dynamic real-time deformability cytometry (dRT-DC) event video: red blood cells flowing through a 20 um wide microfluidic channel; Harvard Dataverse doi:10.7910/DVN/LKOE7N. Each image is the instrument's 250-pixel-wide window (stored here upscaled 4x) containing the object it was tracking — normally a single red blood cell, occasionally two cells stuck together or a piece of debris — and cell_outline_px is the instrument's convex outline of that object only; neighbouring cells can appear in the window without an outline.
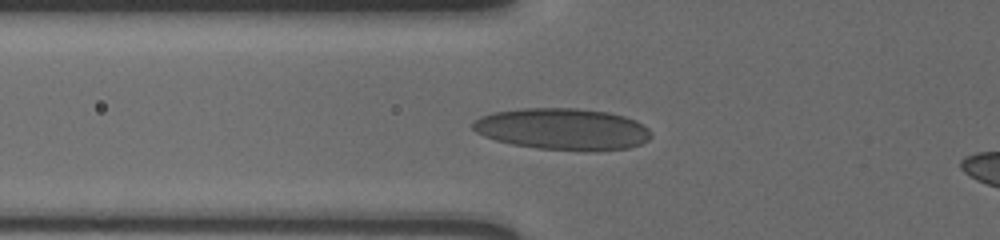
{"species": "human", "species_latin": "Homo sapiens", "temperature_condition": "cold", "stored_images_in_passage": 9, "camera_frame_rate_fps": 3000, "um_per_image_px": 0.085, "donor": {"sex": "male"}, "frame": {"image": 1, "passage_image": 7, "time_ms": 2.0, "image_size_px": [1000, 240], "cell_outline_px": [[652, 136], [648, 140], [640, 144], [628, 148], [592, 152], [540, 148], [512, 144], [496, 140], [484, 136], [476, 132], [472, 128], [472, 124], [480, 116], [492, 112], [520, 108], [576, 108], [608, 112], [624, 116], [636, 120], [648, 128], [652, 132]], "centroid_in_image_um": [47.85, 10.97], "position_along_channel_um": 78.0, "area_um2": 43.52}}
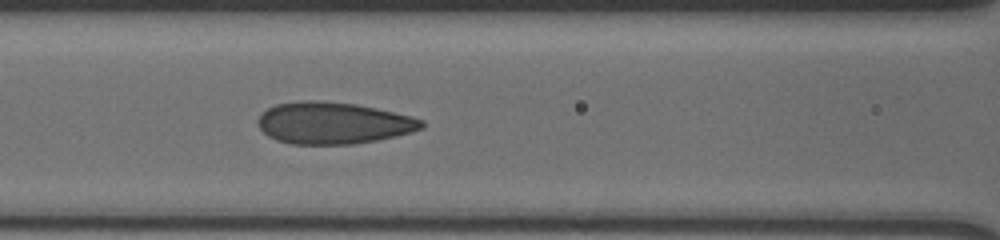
{"frame": {"image": 2, "passage_image": 9, "time_ms": 2.667, "image_size_px": [1000, 240], "cell_outline_px": [[424, 128], [412, 132], [396, 136], [356, 144], [292, 144], [276, 140], [268, 136], [256, 124], [256, 120], [268, 108], [276, 104], [308, 100], [356, 104], [376, 108], [412, 116], [424, 120]], "centroid_in_image_um": [28.34, 10.47], "position_along_channel_um": 138.3, "area_um2": 39.82}}